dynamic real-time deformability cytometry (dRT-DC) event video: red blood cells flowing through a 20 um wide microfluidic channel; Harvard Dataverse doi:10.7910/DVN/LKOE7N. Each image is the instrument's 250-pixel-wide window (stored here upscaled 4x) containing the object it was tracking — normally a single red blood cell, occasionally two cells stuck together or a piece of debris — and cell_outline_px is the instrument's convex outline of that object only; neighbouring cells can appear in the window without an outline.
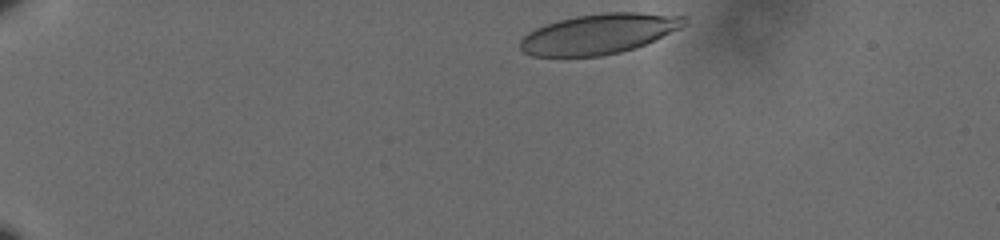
{"species": "human", "species_latin": "Homo sapiens", "temperature_condition": "cold", "stored_images_in_passage": 32, "camera_frame_rate_fps": 3000, "um_per_image_px": 0.085, "donor": {"sex": "male"}, "frame": {"image": 1, "passage_image": 1, "time_ms": 0.0, "image_size_px": [1000, 240], "cell_outline_px": [[688, 24], [680, 28], [644, 44], [620, 52], [600, 56], [532, 56], [524, 52], [520, 48], [520, 40], [528, 32], [544, 24], [576, 16], [604, 12], [640, 12], [684, 16], [688, 20]], "centroid_in_image_um": [50.9, 2.87], "position_along_channel_um": 34.1, "area_um2": 38.21}}
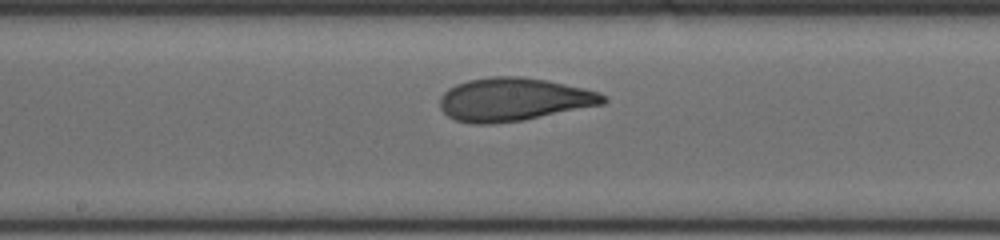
{"frame": {"image": 2, "passage_image": 18, "time_ms": 5.667, "image_size_px": [1000, 240], "cell_outline_px": [[608, 100], [604, 104], [524, 120], [492, 124], [472, 124], [456, 120], [448, 116], [440, 108], [440, 96], [448, 88], [456, 84], [468, 80], [492, 76], [520, 76], [548, 80], [584, 88], [600, 92], [608, 96]], "centroid_in_image_um": [43.68, 8.45], "position_along_channel_um": 204.5, "area_um2": 41.44}}
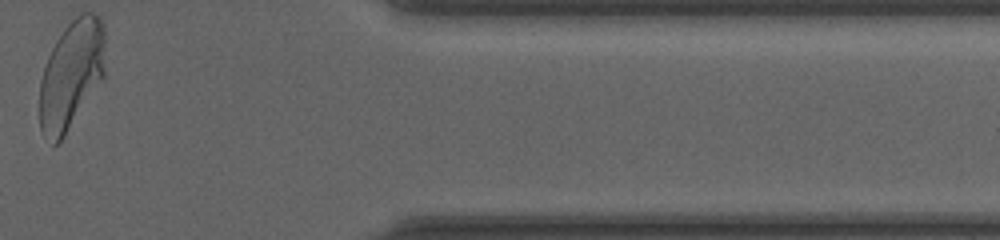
{"frame": {"image": 3, "passage_image": 32, "time_ms": 10.333, "image_size_px": [1000, 240], "cell_outline_px": [[104, 76], [64, 136], [56, 144], [52, 144], [40, 132], [40, 80], [48, 56], [56, 40], [64, 28], [80, 12], [96, 12], [100, 16], [104, 28]], "centroid_in_image_um": [6.06, 6.32], "position_along_channel_um": 405.3, "area_um2": 41.44}, "authors_computed_cell_mechanics": {"area_um2": 40.4889, "velocity_mm_per_s": 3.6158, "shape_relaxation_time_tau1_ms": 4.8158, "shape_relaxation_time_tau2_ms": 0.865, "deformation_change_tau1": 0.1869, "deformation_change_tau2": 0.0714}}